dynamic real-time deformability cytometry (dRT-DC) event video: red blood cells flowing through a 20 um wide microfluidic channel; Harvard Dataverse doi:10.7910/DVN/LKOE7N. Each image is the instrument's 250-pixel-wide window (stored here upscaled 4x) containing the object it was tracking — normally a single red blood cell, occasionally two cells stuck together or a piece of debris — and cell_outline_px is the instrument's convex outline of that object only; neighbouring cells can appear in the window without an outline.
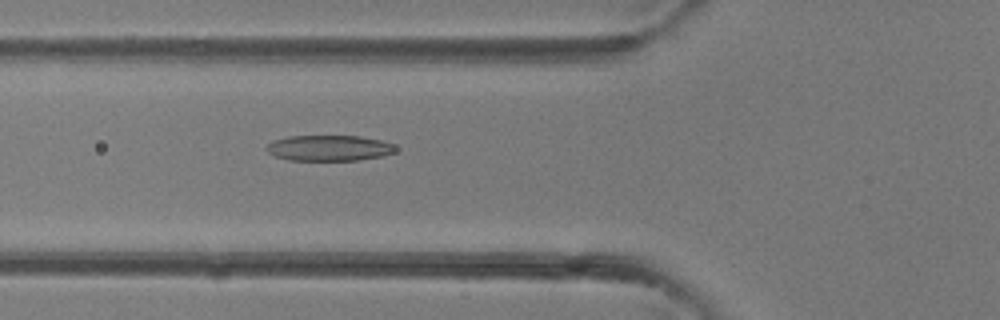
{"species": "common noctule bat (a hibernating species)", "species_latin": "Nyctalus noctula", "temperature_condition": "room temperature", "stored_images_in_passage": 36, "camera_frame_rate_fps": 3000, "um_per_image_px": 0.085, "animal": {"sex": "female"}, "frame": {"image": 1, "passage_image": 10, "time_ms": 3.0, "image_size_px": [1000, 320], "cell_outline_px": [[396, 152], [384, 156], [356, 160], [288, 160], [276, 156], [268, 152], [264, 148], [272, 140], [288, 136], [360, 136], [380, 140], [392, 144], [396, 148]], "centroid_in_image_um": [27.96, 12.58], "position_along_channel_um": 97.8, "area_um2": 19.36}}
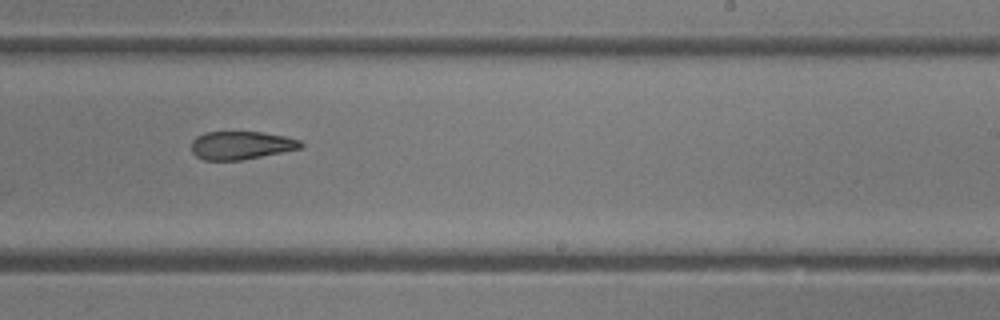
{"frame": {"image": 2, "passage_image": 20, "time_ms": 6.333, "image_size_px": [1000, 320], "cell_outline_px": [[304, 144], [300, 148], [240, 160], [204, 160], [196, 156], [192, 152], [192, 140], [196, 136], [204, 132], [260, 132], [284, 136], [300, 140]], "centroid_in_image_um": [20.45, 12.34], "position_along_channel_um": 268.5, "area_um2": 17.74}}
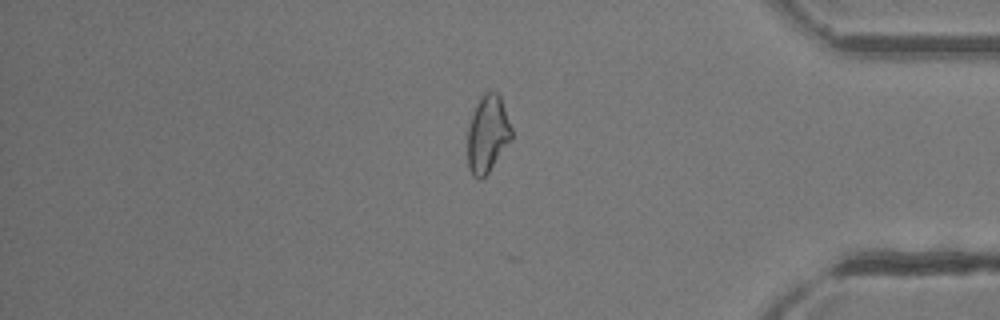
{"frame": {"image": 3, "passage_image": 29, "time_ms": 9.333, "image_size_px": [1000, 320], "cell_outline_px": [[512, 140], [488, 172], [480, 180], [472, 176], [468, 168], [468, 124], [476, 104], [480, 96], [484, 92], [496, 92], [500, 96], [512, 128]], "centroid_in_image_um": [41.44, 11.39], "position_along_channel_um": 393.8, "area_um2": 19.88}}